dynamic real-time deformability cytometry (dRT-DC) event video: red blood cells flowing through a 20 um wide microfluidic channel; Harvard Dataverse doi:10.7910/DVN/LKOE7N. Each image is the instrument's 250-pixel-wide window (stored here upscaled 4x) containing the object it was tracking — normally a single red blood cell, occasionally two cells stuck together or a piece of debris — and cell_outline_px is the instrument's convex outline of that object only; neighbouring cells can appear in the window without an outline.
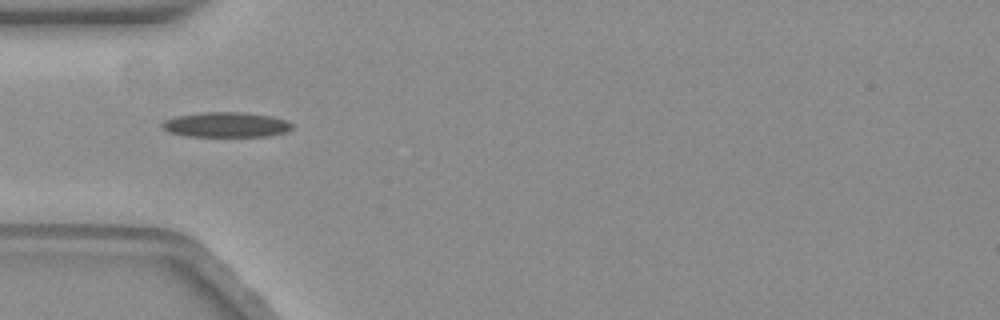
{"species": "common noctule bat (a hibernating species)", "species_latin": "Nyctalus noctula", "temperature_condition": "warm", "stored_images_in_passage": 40, "camera_frame_rate_fps": 3000, "um_per_image_px": 0.085, "animal": {"sex": "female", "body_mass_g": 19.3, "forearm_length_mm": 54.1}, "frame": {"image": 1, "passage_image": 1, "time_ms": 0.0, "image_size_px": [1000, 320], "cell_outline_px": [[296, 124], [292, 128], [284, 132], [268, 136], [184, 136], [168, 132], [160, 124], [164, 120], [176, 116], [200, 112], [244, 112], [272, 116], [288, 120]], "centroid_in_image_um": [19.24, 10.59], "position_along_channel_um": 65.8, "area_um2": 19.19}}
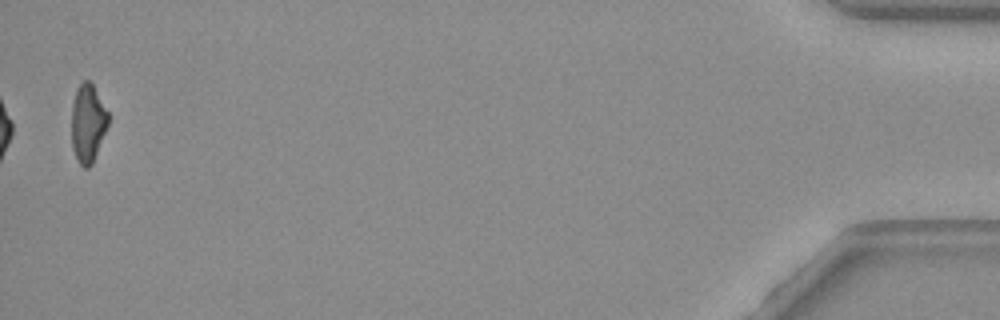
{"frame": {"image": 2, "passage_image": 40, "time_ms": 13.0, "image_size_px": [1000, 320], "cell_outline_px": [[108, 124], [92, 164], [88, 168], [84, 168], [80, 164], [72, 148], [72, 104], [76, 88], [84, 80], [88, 80], [92, 84], [108, 112]], "centroid_in_image_um": [7.45, 10.47], "position_along_channel_um": 427.7, "area_um2": 16.47}, "authors_computed_cell_mechanics": {"area_um2": 18.2648, "velocity_mm_per_s": 3.5443, "shape_relaxation_time_tau1_ms": null, "shape_relaxation_time_tau2_ms": 3.4583, "deformation_change_tau1": null, "deformation_change_tau2": 0.1199}}